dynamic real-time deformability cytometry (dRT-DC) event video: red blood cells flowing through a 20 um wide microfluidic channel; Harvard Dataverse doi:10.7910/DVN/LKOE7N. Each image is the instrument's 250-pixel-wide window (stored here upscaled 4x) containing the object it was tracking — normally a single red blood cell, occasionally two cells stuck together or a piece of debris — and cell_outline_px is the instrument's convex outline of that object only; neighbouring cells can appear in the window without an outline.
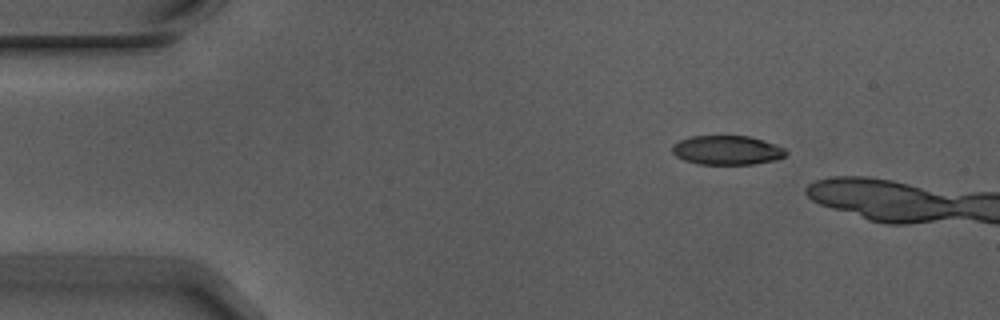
{"species": "Egyptian fruit bat (a non-hibernating species)", "species_latin": "Rousettus aegyptiacus", "temperature_condition": "warm", "stored_images_in_passage": 4, "camera_frame_rate_fps": 3000, "um_per_image_px": 0.085, "animal": {"sex": "male"}, "frame": {"image": 1, "passage_image": 1, "time_ms": 0.0, "image_size_px": [1000, 320], "cell_outline_px": [[788, 152], [784, 156], [776, 160], [752, 164], [700, 164], [684, 160], [676, 156], [672, 152], [672, 144], [680, 140], [692, 136], [748, 136], [764, 140], [784, 148]], "centroid_in_image_um": [61.79, 12.76], "position_along_channel_um": 23.2, "area_um2": 19.31}}